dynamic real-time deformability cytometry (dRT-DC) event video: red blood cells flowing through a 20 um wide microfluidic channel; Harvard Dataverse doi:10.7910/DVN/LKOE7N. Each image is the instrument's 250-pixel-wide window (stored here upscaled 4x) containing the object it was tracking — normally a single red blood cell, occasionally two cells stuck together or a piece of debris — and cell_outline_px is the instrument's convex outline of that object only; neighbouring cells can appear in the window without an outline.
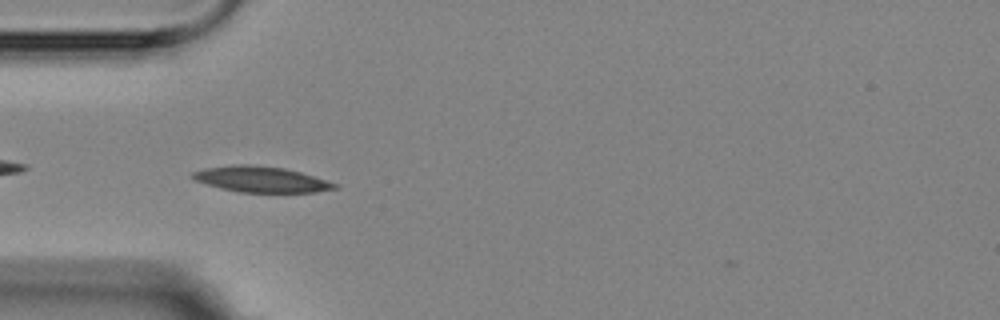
{"species": "Egyptian fruit bat (a non-hibernating species)", "species_latin": "Rousettus aegyptiacus", "temperature_condition": "room temperature", "stored_images_in_passage": 3, "camera_frame_rate_fps": 3000, "um_per_image_px": 0.085, "animal": {"sex": "female"}, "frame": {"image": 1, "passage_image": 2, "time_ms": 1.0, "image_size_px": [1000, 320], "cell_outline_px": [[340, 188], [316, 192], [240, 192], [220, 188], [192, 180], [188, 176], [192, 172], [204, 168], [236, 164], [248, 164], [284, 168], [300, 172], [340, 184]], "centroid_in_image_um": [22.17, 15.24], "position_along_channel_um": 62.8, "area_um2": 21.56}}
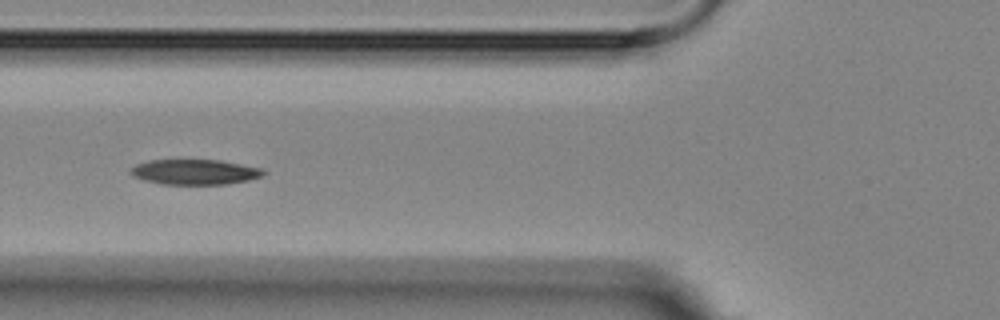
{"frame": {"image": 2, "passage_image": 3, "time_ms": 2.333, "image_size_px": [1000, 320], "cell_outline_px": [[268, 172], [264, 176], [248, 180], [228, 184], [160, 184], [144, 180], [132, 176], [128, 172], [136, 164], [148, 160], [220, 160], [264, 168]], "centroid_in_image_um": [16.6, 14.62], "position_along_channel_um": 109.2, "area_um2": 19.77}}